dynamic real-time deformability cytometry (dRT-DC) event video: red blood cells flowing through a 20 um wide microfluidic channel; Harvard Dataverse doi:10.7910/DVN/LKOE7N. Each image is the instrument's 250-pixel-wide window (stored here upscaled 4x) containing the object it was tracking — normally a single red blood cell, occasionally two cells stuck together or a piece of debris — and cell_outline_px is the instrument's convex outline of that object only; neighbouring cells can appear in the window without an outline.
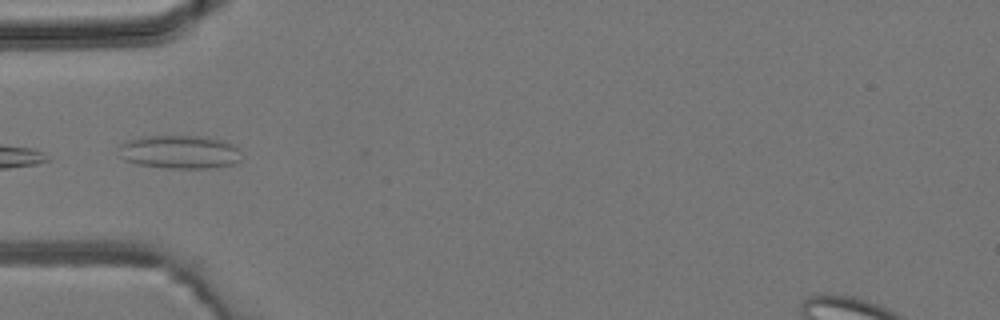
{"species": "common noctule bat (a hibernating species)", "species_latin": "Nyctalus noctula", "temperature_condition": "room temperature", "stored_images_in_passage": 5, "camera_frame_rate_fps": 3000, "um_per_image_px": 0.085, "animal": {"sex": "male", "body_mass_g": 19.2, "forearm_length_mm": 51.8}, "frame": {"image": 1, "passage_image": 4, "time_ms": 3.667, "image_size_px": [1000, 320], "cell_outline_px": [[240, 160], [236, 164], [212, 168], [164, 168], [136, 164], [124, 160], [120, 156], [116, 148], [120, 144], [128, 140], [140, 136], [204, 136], [224, 140], [236, 144], [240, 148]], "centroid_in_image_um": [15.28, 12.91], "position_along_channel_um": 69.7, "area_um2": 24.57}}